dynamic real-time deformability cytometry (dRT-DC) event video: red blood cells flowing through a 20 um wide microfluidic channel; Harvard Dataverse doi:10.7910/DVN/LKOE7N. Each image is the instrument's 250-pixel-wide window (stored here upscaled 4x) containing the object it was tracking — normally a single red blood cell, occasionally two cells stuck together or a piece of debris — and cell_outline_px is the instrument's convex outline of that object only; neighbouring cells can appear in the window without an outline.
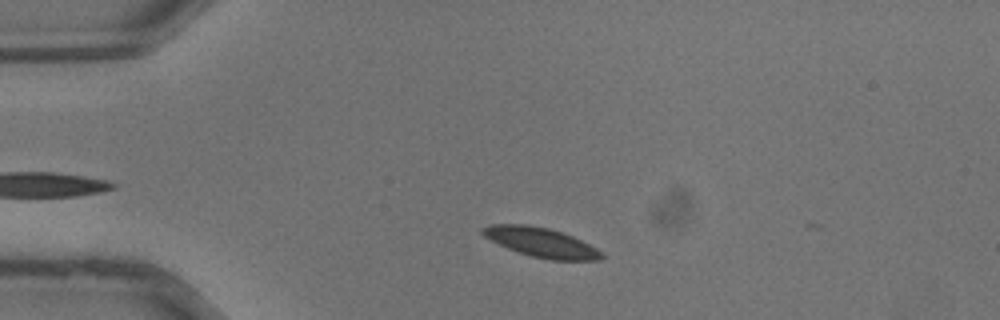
{"species": "common noctule bat (a hibernating species)", "species_latin": "Nyctalus noctula", "temperature_condition": "warm", "stored_images_in_passage": 6, "camera_frame_rate_fps": 3000, "um_per_image_px": 0.085, "animal": {"sex": "male", "body_mass_g": 13.3}, "frame": {"image": 1, "passage_image": 4, "time_ms": 1.0, "image_size_px": [1000, 320], "cell_outline_px": [[604, 256], [600, 260], [552, 260], [532, 256], [508, 248], [484, 236], [480, 232], [480, 228], [492, 224], [528, 224], [548, 228], [572, 236], [604, 252]], "centroid_in_image_um": [46.0, 20.59], "position_along_channel_um": 39.0, "area_um2": 20.17}}